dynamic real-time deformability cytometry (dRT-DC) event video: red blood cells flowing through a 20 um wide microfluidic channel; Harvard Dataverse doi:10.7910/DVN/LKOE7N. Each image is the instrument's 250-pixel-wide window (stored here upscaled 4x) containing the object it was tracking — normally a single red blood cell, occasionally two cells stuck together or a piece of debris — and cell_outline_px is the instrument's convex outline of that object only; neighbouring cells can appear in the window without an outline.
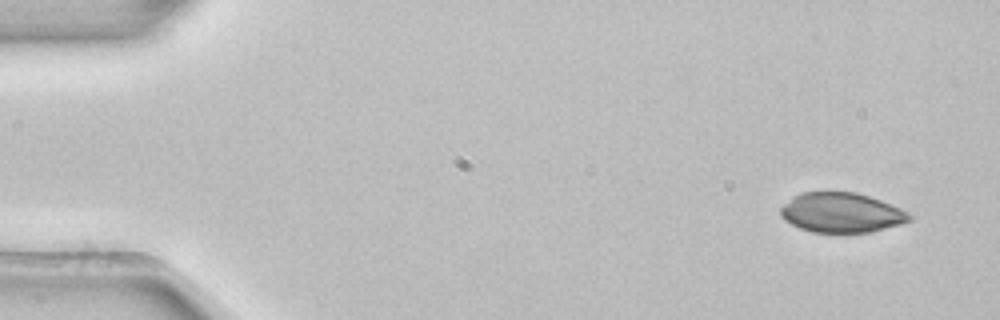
{"species": "common noctule bat (a hibernating species)", "species_latin": "Nyctalus noctula", "temperature_condition": "room temperature", "stored_images_in_passage": 4, "camera_frame_rate_fps": 3000, "um_per_image_px": 0.085, "animal": {"sex": "female", "body_mass_g": 22.7, "forearm_length_mm": 54.2}, "frame": {"image": 1, "passage_image": 1, "time_ms": 0.0, "image_size_px": [1000, 320], "cell_outline_px": [[916, 216], [912, 220], [900, 224], [872, 232], [812, 232], [800, 228], [784, 220], [780, 216], [780, 208], [792, 196], [800, 192], [856, 192], [880, 200], [900, 208]], "centroid_in_image_um": [71.53, 18.07], "position_along_channel_um": 13.5, "area_um2": 30.0}}
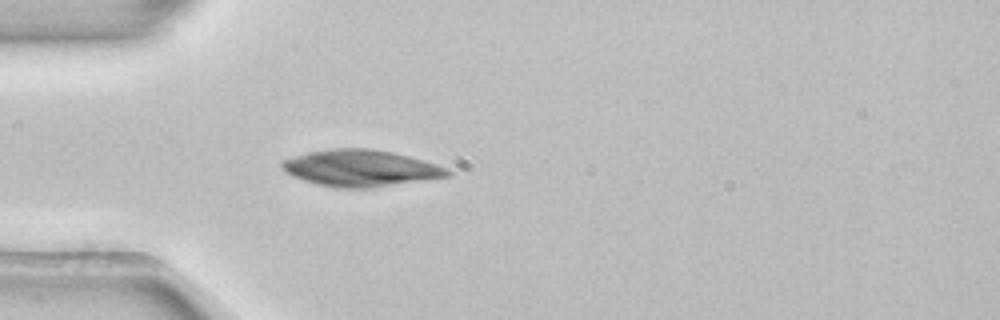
{"frame": {"image": 2, "passage_image": 4, "time_ms": 1.0, "image_size_px": [1000, 320], "cell_outline_px": [[452, 176], [372, 188], [336, 188], [316, 184], [292, 176], [280, 164], [280, 160], [308, 152], [332, 148], [368, 148], [392, 152], [424, 160], [448, 168], [452, 172]], "centroid_in_image_um": [30.68, 14.3], "position_along_channel_um": 54.3, "area_um2": 35.43}}